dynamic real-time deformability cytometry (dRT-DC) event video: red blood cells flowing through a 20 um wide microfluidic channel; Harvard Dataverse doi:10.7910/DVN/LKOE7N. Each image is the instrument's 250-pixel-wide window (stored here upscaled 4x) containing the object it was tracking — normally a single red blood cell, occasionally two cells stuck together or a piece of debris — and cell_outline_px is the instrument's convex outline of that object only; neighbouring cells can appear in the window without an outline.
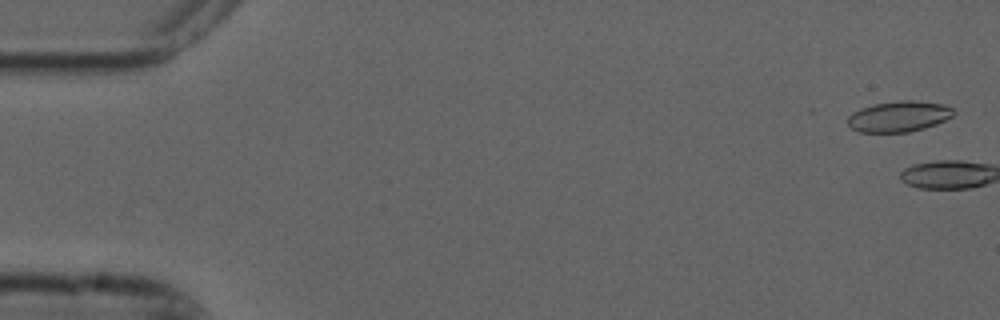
{"species": "common noctule bat (a hibernating species)", "species_latin": "Nyctalus noctula", "temperature_condition": "cold", "stored_images_in_passage": 6, "camera_frame_rate_fps": 3000, "um_per_image_px": 0.085, "animal": {"sex": "male", "forearm_length_mm": 52.5}, "frame": {"image": 1, "passage_image": 1, "time_ms": 0.0, "image_size_px": [1000, 320], "cell_outline_px": [[956, 112], [952, 116], [936, 124], [924, 128], [908, 132], [860, 132], [852, 128], [848, 124], [848, 116], [852, 112], [860, 108], [872, 104], [900, 100], [912, 100], [944, 104], [952, 108]], "centroid_in_image_um": [76.4, 9.89], "position_along_channel_um": 8.6, "area_um2": 19.02}}
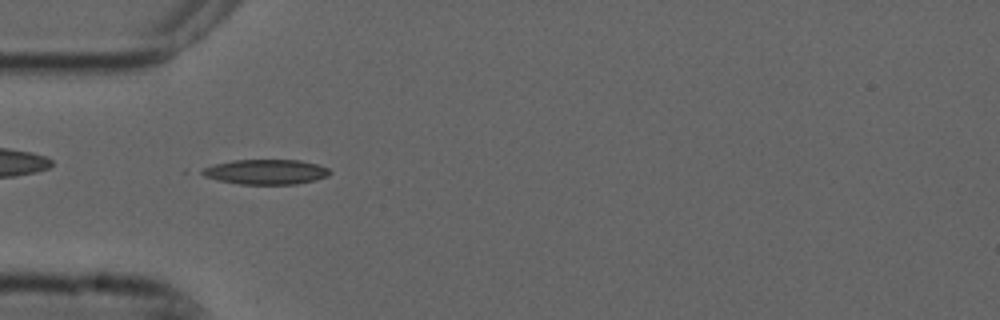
{"frame": {"image": 2, "passage_image": 6, "time_ms": 1.667, "image_size_px": [1000, 320], "cell_outline_px": [[332, 172], [328, 176], [316, 180], [296, 184], [240, 184], [216, 180], [204, 176], [196, 172], [204, 168], [216, 164], [232, 160], [300, 160], [316, 164], [328, 168]], "centroid_in_image_um": [22.58, 14.61], "position_along_channel_um": 62.4, "area_um2": 18.67}}